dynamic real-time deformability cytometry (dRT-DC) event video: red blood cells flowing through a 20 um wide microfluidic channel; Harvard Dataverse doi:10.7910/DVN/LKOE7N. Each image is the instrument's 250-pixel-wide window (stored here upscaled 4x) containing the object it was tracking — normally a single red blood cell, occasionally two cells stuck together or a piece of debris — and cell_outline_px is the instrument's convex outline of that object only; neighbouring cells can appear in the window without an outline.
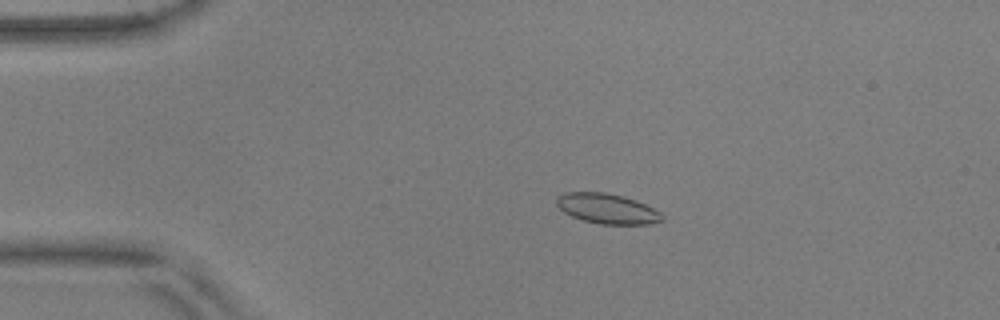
{"species": "common noctule bat (a hibernating species)", "species_latin": "Nyctalus noctula", "temperature_condition": "warm", "stored_images_in_passage": 56, "camera_frame_rate_fps": 3000, "um_per_image_px": 0.085, "animal": {"sex": "male", "body_mass_g": 17.9, "forearm_length_mm": 54.2}, "frame": {"image": 1, "passage_image": 12, "time_ms": 3.667, "image_size_px": [1000, 320], "cell_outline_px": [[664, 220], [648, 224], [600, 224], [584, 220], [572, 216], [564, 212], [556, 204], [556, 196], [564, 192], [604, 192], [624, 196], [636, 200], [660, 212], [664, 216]], "centroid_in_image_um": [51.6, 17.72], "position_along_channel_um": 33.4, "area_um2": 18.5}}
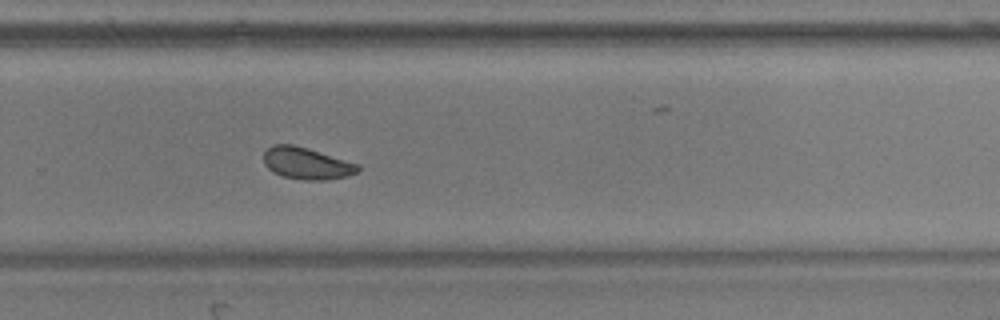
{"frame": {"image": 2, "passage_image": 38, "time_ms": 12.333, "image_size_px": [1000, 320], "cell_outline_px": [[360, 168], [356, 172], [348, 176], [328, 180], [304, 180], [284, 176], [272, 172], [264, 164], [264, 152], [272, 144], [292, 144], [308, 148], [360, 164]], "centroid_in_image_um": [26.07, 13.88], "position_along_channel_um": 303.7, "area_um2": 17.57}}
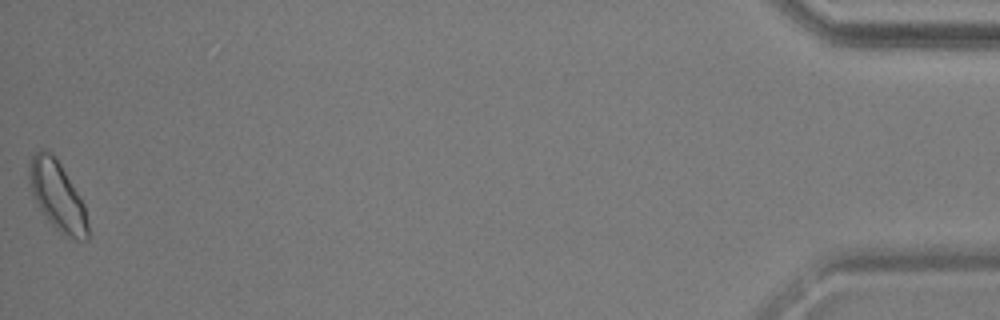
{"frame": {"image": 3, "passage_image": 56, "time_ms": 18.333, "image_size_px": [1000, 320], "cell_outline_px": [[88, 240], [76, 240], [60, 232], [48, 220], [40, 208], [32, 192], [28, 176], [28, 164], [32, 156], [40, 148], [52, 152], [56, 156], [84, 204], [88, 224]], "centroid_in_image_um": [4.87, 16.61], "position_along_channel_um": 430.3, "area_um2": 23.47}, "authors_computed_cell_mechanics": {"area_um2": 18.1203, "velocity_mm_per_s": 3.638, "shape_relaxation_time_tau1_ms": 2.5701, "shape_relaxation_time_tau2_ms": 1.0825, "deformation_change_tau1": 0.0567, "deformation_change_tau2": 0.0356}}